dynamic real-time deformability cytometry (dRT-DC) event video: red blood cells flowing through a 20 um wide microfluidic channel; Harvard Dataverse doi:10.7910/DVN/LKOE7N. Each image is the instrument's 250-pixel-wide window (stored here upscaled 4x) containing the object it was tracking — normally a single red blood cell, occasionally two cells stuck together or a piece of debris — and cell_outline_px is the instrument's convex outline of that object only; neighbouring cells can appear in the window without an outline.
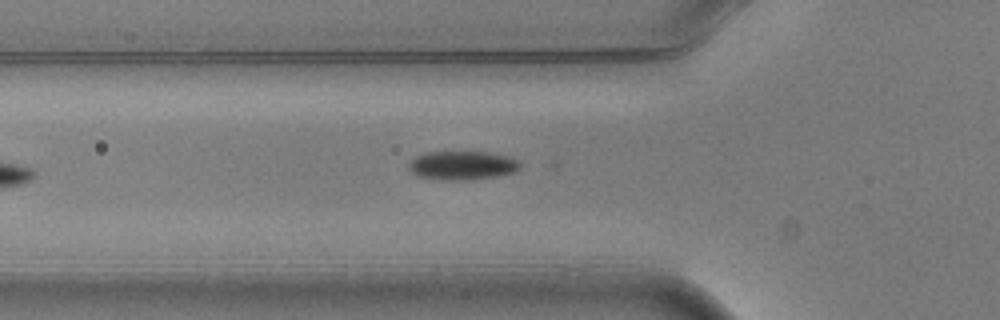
{"species": "common noctule bat (a hibernating species)", "species_latin": "Nyctalus noctula", "temperature_condition": "warm", "stored_images_in_passage": 5, "camera_frame_rate_fps": 3000, "um_per_image_px": 0.085, "animal": {"sex": "male", "body_mass_g": 20.5, "forearm_length_mm": 52.5}, "frame": {"image": 1, "passage_image": 5, "time_ms": 1.333, "image_size_px": [1000, 320], "cell_outline_px": [[520, 168], [516, 172], [496, 176], [464, 180], [448, 180], [416, 176], [408, 168], [408, 164], [416, 156], [428, 152], [488, 152], [512, 156], [520, 164]], "centroid_in_image_um": [39.31, 14.05], "position_along_channel_um": 86.5, "area_um2": 18.67}}